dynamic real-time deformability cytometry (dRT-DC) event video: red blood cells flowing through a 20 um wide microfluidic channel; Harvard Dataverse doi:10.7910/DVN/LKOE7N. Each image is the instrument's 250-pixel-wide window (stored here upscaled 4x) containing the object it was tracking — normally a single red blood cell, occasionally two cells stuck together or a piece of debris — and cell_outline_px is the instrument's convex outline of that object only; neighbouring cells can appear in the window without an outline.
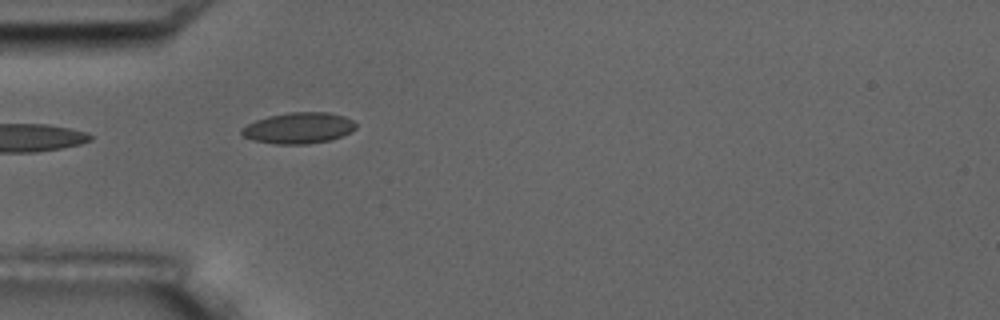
{"species": "common noctule bat (a hibernating species)", "species_latin": "Nyctalus noctula", "temperature_condition": "room temperature", "stored_images_in_passage": 2, "camera_frame_rate_fps": 3000, "um_per_image_px": 0.085, "animal": {"sex": "male", "body_mass_g": 17.5, "forearm_length_mm": 52.3}, "frame": {"image": 1, "passage_image": 1, "time_ms": 0.0, "image_size_px": [1000, 320], "cell_outline_px": [[356, 128], [352, 132], [332, 140], [304, 144], [276, 144], [252, 140], [244, 136], [240, 132], [240, 128], [256, 120], [268, 116], [288, 112], [328, 112], [344, 116], [352, 120], [356, 124]], "centroid_in_image_um": [25.39, 10.88], "position_along_channel_um": 59.6, "area_um2": 20.81}}